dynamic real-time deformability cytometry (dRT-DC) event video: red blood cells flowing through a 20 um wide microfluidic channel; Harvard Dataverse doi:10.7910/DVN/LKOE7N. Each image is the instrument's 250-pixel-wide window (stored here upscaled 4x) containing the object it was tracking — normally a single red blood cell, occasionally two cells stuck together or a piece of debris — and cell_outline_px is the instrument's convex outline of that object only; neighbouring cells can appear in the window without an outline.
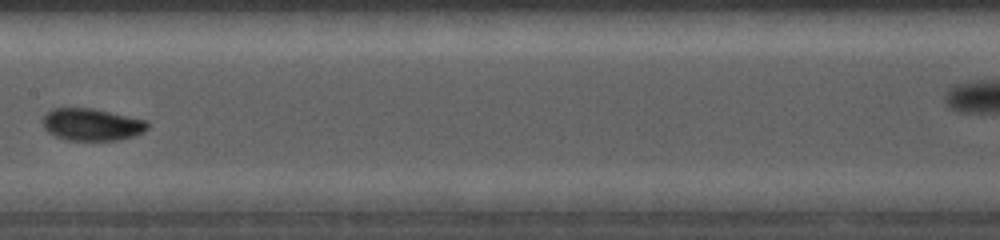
{"species": "common noctule bat (a hibernating species)", "species_latin": "Nyctalus noctula", "temperature_condition": "cold", "stored_images_in_passage": 26, "camera_frame_rate_fps": 5000, "um_per_image_px": 0.085, "animal": {"sex": "female", "body_mass_g": 19.0, "forearm_length_mm": 56.7}, "frame": {"image": 1, "passage_image": 10, "time_ms": 5.8, "image_size_px": [1000, 240], "cell_outline_px": [[148, 128], [144, 132], [120, 140], [68, 140], [56, 136], [48, 132], [44, 128], [44, 116], [52, 108], [92, 108], [148, 120]], "centroid_in_image_um": [7.83, 10.58], "position_along_channel_um": 199.6, "area_um2": 19.59}}
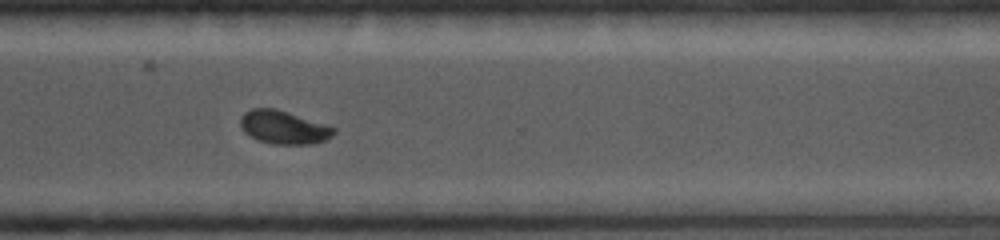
{"frame": {"image": 2, "passage_image": 15, "time_ms": 9.0, "image_size_px": [1000, 240], "cell_outline_px": [[336, 132], [328, 140], [312, 144], [276, 144], [260, 140], [244, 132], [240, 124], [240, 116], [244, 112], [252, 108], [276, 108], [336, 128]], "centroid_in_image_um": [24.12, 10.82], "position_along_channel_um": 346.5, "area_um2": 18.03}}
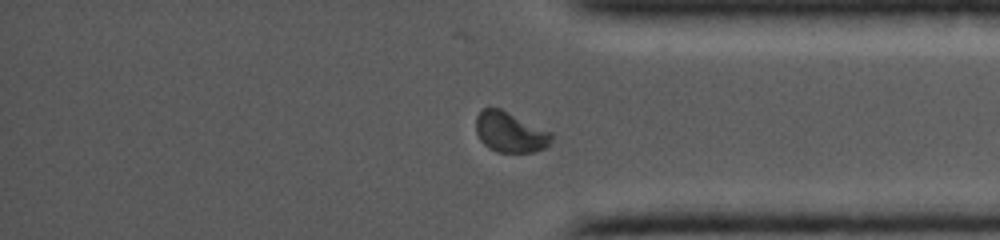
{"frame": {"image": 3, "passage_image": 18, "time_ms": 10.0, "image_size_px": [1000, 240], "cell_outline_px": [[556, 136], [548, 148], [532, 152], [496, 152], [488, 148], [480, 140], [476, 132], [476, 116], [484, 108], [500, 108], [552, 132]], "centroid_in_image_um": [43.41, 11.25], "position_along_channel_um": 391.8, "area_um2": 18.09}}